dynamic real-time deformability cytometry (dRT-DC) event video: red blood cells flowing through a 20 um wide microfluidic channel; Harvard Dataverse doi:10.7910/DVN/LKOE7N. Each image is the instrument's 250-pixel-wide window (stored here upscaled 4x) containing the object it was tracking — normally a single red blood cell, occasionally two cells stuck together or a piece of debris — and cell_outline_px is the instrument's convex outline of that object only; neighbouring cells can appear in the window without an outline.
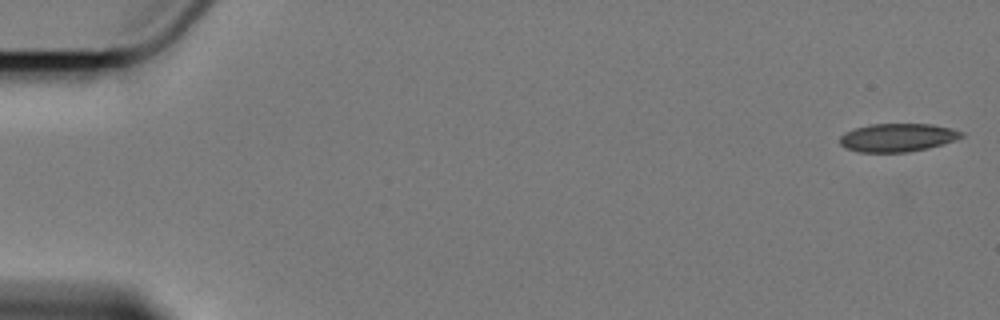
{"species": "Egyptian fruit bat (a non-hibernating species)", "species_latin": "Rousettus aegyptiacus", "temperature_condition": "cold", "stored_images_in_passage": 4, "camera_frame_rate_fps": 3000, "um_per_image_px": 0.085, "animal": {"sex": "female"}, "frame": {"image": 1, "passage_image": 1, "time_ms": 0.0, "image_size_px": [1000, 320], "cell_outline_px": [[964, 136], [956, 140], [928, 148], [908, 152], [860, 152], [848, 148], [840, 144], [840, 136], [844, 132], [856, 128], [872, 124], [932, 124], [952, 128], [964, 132]], "centroid_in_image_um": [76.33, 11.69], "position_along_channel_um": 8.7, "area_um2": 20.0}}